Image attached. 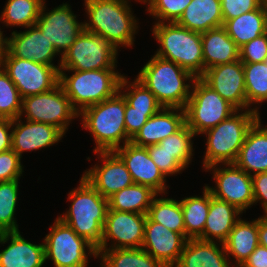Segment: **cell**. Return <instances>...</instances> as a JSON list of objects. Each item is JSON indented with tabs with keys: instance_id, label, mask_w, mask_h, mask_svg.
I'll use <instances>...</instances> for the list:
<instances>
[{
	"instance_id": "6da1fadb",
	"label": "cell",
	"mask_w": 267,
	"mask_h": 267,
	"mask_svg": "<svg viewBox=\"0 0 267 267\" xmlns=\"http://www.w3.org/2000/svg\"><path fill=\"white\" fill-rule=\"evenodd\" d=\"M84 30L100 35L117 50L135 47L140 32V19L134 14L133 0H83ZM86 18V19H85ZM140 28V29H139Z\"/></svg>"
},
{
	"instance_id": "7a4b0ae2",
	"label": "cell",
	"mask_w": 267,
	"mask_h": 267,
	"mask_svg": "<svg viewBox=\"0 0 267 267\" xmlns=\"http://www.w3.org/2000/svg\"><path fill=\"white\" fill-rule=\"evenodd\" d=\"M77 187L66 193L71 202L57 217L70 226L80 237L85 238L96 249L101 245L108 199L104 198L82 175Z\"/></svg>"
},
{
	"instance_id": "3957f363",
	"label": "cell",
	"mask_w": 267,
	"mask_h": 267,
	"mask_svg": "<svg viewBox=\"0 0 267 267\" xmlns=\"http://www.w3.org/2000/svg\"><path fill=\"white\" fill-rule=\"evenodd\" d=\"M135 78L155 95L162 107L184 109L196 77L178 64L153 54Z\"/></svg>"
},
{
	"instance_id": "277c9868",
	"label": "cell",
	"mask_w": 267,
	"mask_h": 267,
	"mask_svg": "<svg viewBox=\"0 0 267 267\" xmlns=\"http://www.w3.org/2000/svg\"><path fill=\"white\" fill-rule=\"evenodd\" d=\"M77 121L93 138V153L115 151L131 141L125 130V97L120 91L82 110Z\"/></svg>"
},
{
	"instance_id": "5b68a950",
	"label": "cell",
	"mask_w": 267,
	"mask_h": 267,
	"mask_svg": "<svg viewBox=\"0 0 267 267\" xmlns=\"http://www.w3.org/2000/svg\"><path fill=\"white\" fill-rule=\"evenodd\" d=\"M259 119L254 110H237L201 135L204 137L205 151L201 162L204 169L217 164H234L248 130Z\"/></svg>"
},
{
	"instance_id": "8992f818",
	"label": "cell",
	"mask_w": 267,
	"mask_h": 267,
	"mask_svg": "<svg viewBox=\"0 0 267 267\" xmlns=\"http://www.w3.org/2000/svg\"><path fill=\"white\" fill-rule=\"evenodd\" d=\"M150 31L158 44L155 55L178 64L196 78L204 74L201 33L176 22L152 23Z\"/></svg>"
},
{
	"instance_id": "52a82bcc",
	"label": "cell",
	"mask_w": 267,
	"mask_h": 267,
	"mask_svg": "<svg viewBox=\"0 0 267 267\" xmlns=\"http://www.w3.org/2000/svg\"><path fill=\"white\" fill-rule=\"evenodd\" d=\"M121 73L119 69L59 70V84L73 108L80 113L85 108L114 96L125 75Z\"/></svg>"
},
{
	"instance_id": "ba28073f",
	"label": "cell",
	"mask_w": 267,
	"mask_h": 267,
	"mask_svg": "<svg viewBox=\"0 0 267 267\" xmlns=\"http://www.w3.org/2000/svg\"><path fill=\"white\" fill-rule=\"evenodd\" d=\"M48 230L42 238L46 264L50 261L53 267H90V259L98 258L96 248L58 217Z\"/></svg>"
},
{
	"instance_id": "9c48e42d",
	"label": "cell",
	"mask_w": 267,
	"mask_h": 267,
	"mask_svg": "<svg viewBox=\"0 0 267 267\" xmlns=\"http://www.w3.org/2000/svg\"><path fill=\"white\" fill-rule=\"evenodd\" d=\"M184 110L186 125L197 137L237 111L201 78H195Z\"/></svg>"
},
{
	"instance_id": "30bf717a",
	"label": "cell",
	"mask_w": 267,
	"mask_h": 267,
	"mask_svg": "<svg viewBox=\"0 0 267 267\" xmlns=\"http://www.w3.org/2000/svg\"><path fill=\"white\" fill-rule=\"evenodd\" d=\"M120 51L100 35L83 31L61 57L60 70L117 69Z\"/></svg>"
},
{
	"instance_id": "8fae6325",
	"label": "cell",
	"mask_w": 267,
	"mask_h": 267,
	"mask_svg": "<svg viewBox=\"0 0 267 267\" xmlns=\"http://www.w3.org/2000/svg\"><path fill=\"white\" fill-rule=\"evenodd\" d=\"M20 118L56 126L65 135L79 113L58 84L52 90L22 98Z\"/></svg>"
},
{
	"instance_id": "7c38bea8",
	"label": "cell",
	"mask_w": 267,
	"mask_h": 267,
	"mask_svg": "<svg viewBox=\"0 0 267 267\" xmlns=\"http://www.w3.org/2000/svg\"><path fill=\"white\" fill-rule=\"evenodd\" d=\"M0 66L16 85L22 98L48 92L59 84L60 66L13 57L6 49L0 58Z\"/></svg>"
},
{
	"instance_id": "4fadbf2b",
	"label": "cell",
	"mask_w": 267,
	"mask_h": 267,
	"mask_svg": "<svg viewBox=\"0 0 267 267\" xmlns=\"http://www.w3.org/2000/svg\"><path fill=\"white\" fill-rule=\"evenodd\" d=\"M211 174L214 185L204 183L211 195L234 205L246 214L254 205L252 176L235 164H217L203 170ZM210 172V173H209Z\"/></svg>"
},
{
	"instance_id": "5bb4252c",
	"label": "cell",
	"mask_w": 267,
	"mask_h": 267,
	"mask_svg": "<svg viewBox=\"0 0 267 267\" xmlns=\"http://www.w3.org/2000/svg\"><path fill=\"white\" fill-rule=\"evenodd\" d=\"M46 1L42 5L35 25L51 41L57 53L62 57L83 31L84 23L78 20L80 15L74 13L68 1L56 5L51 10L47 7Z\"/></svg>"
},
{
	"instance_id": "9a60e30c",
	"label": "cell",
	"mask_w": 267,
	"mask_h": 267,
	"mask_svg": "<svg viewBox=\"0 0 267 267\" xmlns=\"http://www.w3.org/2000/svg\"><path fill=\"white\" fill-rule=\"evenodd\" d=\"M146 216L108 208L101 245L97 249L142 248Z\"/></svg>"
},
{
	"instance_id": "2e32d148",
	"label": "cell",
	"mask_w": 267,
	"mask_h": 267,
	"mask_svg": "<svg viewBox=\"0 0 267 267\" xmlns=\"http://www.w3.org/2000/svg\"><path fill=\"white\" fill-rule=\"evenodd\" d=\"M96 163L83 171L82 176L104 197L134 184L125 163L114 152H94ZM100 160V161H99Z\"/></svg>"
},
{
	"instance_id": "e0dca14e",
	"label": "cell",
	"mask_w": 267,
	"mask_h": 267,
	"mask_svg": "<svg viewBox=\"0 0 267 267\" xmlns=\"http://www.w3.org/2000/svg\"><path fill=\"white\" fill-rule=\"evenodd\" d=\"M9 36H5V49L13 57L33 60L44 65L60 66L61 56L36 25L24 28L23 31H11Z\"/></svg>"
},
{
	"instance_id": "ac0fdd59",
	"label": "cell",
	"mask_w": 267,
	"mask_h": 267,
	"mask_svg": "<svg viewBox=\"0 0 267 267\" xmlns=\"http://www.w3.org/2000/svg\"><path fill=\"white\" fill-rule=\"evenodd\" d=\"M125 163L134 184L147 186L157 194H167L170 186L168 178L156 166L146 147L131 141L114 151Z\"/></svg>"
},
{
	"instance_id": "d6986e66",
	"label": "cell",
	"mask_w": 267,
	"mask_h": 267,
	"mask_svg": "<svg viewBox=\"0 0 267 267\" xmlns=\"http://www.w3.org/2000/svg\"><path fill=\"white\" fill-rule=\"evenodd\" d=\"M67 137L59 128L54 125L28 121L20 117L12 120V140L13 149L21 159L25 152L32 153L42 151L51 146L63 142Z\"/></svg>"
},
{
	"instance_id": "ffe728a7",
	"label": "cell",
	"mask_w": 267,
	"mask_h": 267,
	"mask_svg": "<svg viewBox=\"0 0 267 267\" xmlns=\"http://www.w3.org/2000/svg\"><path fill=\"white\" fill-rule=\"evenodd\" d=\"M200 78L237 110H247L244 70L240 60L206 69Z\"/></svg>"
},
{
	"instance_id": "44dd1931",
	"label": "cell",
	"mask_w": 267,
	"mask_h": 267,
	"mask_svg": "<svg viewBox=\"0 0 267 267\" xmlns=\"http://www.w3.org/2000/svg\"><path fill=\"white\" fill-rule=\"evenodd\" d=\"M186 241L182 234L173 232L146 216L142 249L165 267H174L177 264Z\"/></svg>"
},
{
	"instance_id": "7402d4cb",
	"label": "cell",
	"mask_w": 267,
	"mask_h": 267,
	"mask_svg": "<svg viewBox=\"0 0 267 267\" xmlns=\"http://www.w3.org/2000/svg\"><path fill=\"white\" fill-rule=\"evenodd\" d=\"M23 232L0 233L1 267H44L45 245L25 239ZM6 244V245H5ZM5 246V247H4Z\"/></svg>"
},
{
	"instance_id": "603a6c76",
	"label": "cell",
	"mask_w": 267,
	"mask_h": 267,
	"mask_svg": "<svg viewBox=\"0 0 267 267\" xmlns=\"http://www.w3.org/2000/svg\"><path fill=\"white\" fill-rule=\"evenodd\" d=\"M185 124L184 109L162 107L147 120L131 142L143 147L155 145L179 131Z\"/></svg>"
},
{
	"instance_id": "cb8c5ba5",
	"label": "cell",
	"mask_w": 267,
	"mask_h": 267,
	"mask_svg": "<svg viewBox=\"0 0 267 267\" xmlns=\"http://www.w3.org/2000/svg\"><path fill=\"white\" fill-rule=\"evenodd\" d=\"M249 175L267 172V124L258 119L248 130L234 163Z\"/></svg>"
},
{
	"instance_id": "d4e9b609",
	"label": "cell",
	"mask_w": 267,
	"mask_h": 267,
	"mask_svg": "<svg viewBox=\"0 0 267 267\" xmlns=\"http://www.w3.org/2000/svg\"><path fill=\"white\" fill-rule=\"evenodd\" d=\"M174 267H232L224 243L188 239Z\"/></svg>"
},
{
	"instance_id": "484cf974",
	"label": "cell",
	"mask_w": 267,
	"mask_h": 267,
	"mask_svg": "<svg viewBox=\"0 0 267 267\" xmlns=\"http://www.w3.org/2000/svg\"><path fill=\"white\" fill-rule=\"evenodd\" d=\"M259 245L258 217L241 218L224 242L226 254L232 267H241Z\"/></svg>"
},
{
	"instance_id": "4316f807",
	"label": "cell",
	"mask_w": 267,
	"mask_h": 267,
	"mask_svg": "<svg viewBox=\"0 0 267 267\" xmlns=\"http://www.w3.org/2000/svg\"><path fill=\"white\" fill-rule=\"evenodd\" d=\"M243 214L234 205L217 199L210 193V208L203 234L199 239L224 243Z\"/></svg>"
},
{
	"instance_id": "83f0119b",
	"label": "cell",
	"mask_w": 267,
	"mask_h": 267,
	"mask_svg": "<svg viewBox=\"0 0 267 267\" xmlns=\"http://www.w3.org/2000/svg\"><path fill=\"white\" fill-rule=\"evenodd\" d=\"M204 72L206 69L239 60V47L221 26L201 33Z\"/></svg>"
},
{
	"instance_id": "f1b7e54d",
	"label": "cell",
	"mask_w": 267,
	"mask_h": 267,
	"mask_svg": "<svg viewBox=\"0 0 267 267\" xmlns=\"http://www.w3.org/2000/svg\"><path fill=\"white\" fill-rule=\"evenodd\" d=\"M176 23L199 33L223 26L220 0H192Z\"/></svg>"
},
{
	"instance_id": "f546056e",
	"label": "cell",
	"mask_w": 267,
	"mask_h": 267,
	"mask_svg": "<svg viewBox=\"0 0 267 267\" xmlns=\"http://www.w3.org/2000/svg\"><path fill=\"white\" fill-rule=\"evenodd\" d=\"M223 27L228 36L240 48L267 32V9L261 5L251 12L227 20Z\"/></svg>"
},
{
	"instance_id": "4dcf8cb0",
	"label": "cell",
	"mask_w": 267,
	"mask_h": 267,
	"mask_svg": "<svg viewBox=\"0 0 267 267\" xmlns=\"http://www.w3.org/2000/svg\"><path fill=\"white\" fill-rule=\"evenodd\" d=\"M201 190V195H188L180 199L187 240L199 239L204 231L210 208V191L205 185Z\"/></svg>"
},
{
	"instance_id": "1f68e13d",
	"label": "cell",
	"mask_w": 267,
	"mask_h": 267,
	"mask_svg": "<svg viewBox=\"0 0 267 267\" xmlns=\"http://www.w3.org/2000/svg\"><path fill=\"white\" fill-rule=\"evenodd\" d=\"M45 0H7L0 12V25L2 32L5 27L27 28L35 25ZM3 27V28H2ZM16 27V28H15Z\"/></svg>"
},
{
	"instance_id": "d6a6232c",
	"label": "cell",
	"mask_w": 267,
	"mask_h": 267,
	"mask_svg": "<svg viewBox=\"0 0 267 267\" xmlns=\"http://www.w3.org/2000/svg\"><path fill=\"white\" fill-rule=\"evenodd\" d=\"M158 194L147 186L133 184L108 198L109 209L147 215L152 200Z\"/></svg>"
},
{
	"instance_id": "836d02e7",
	"label": "cell",
	"mask_w": 267,
	"mask_h": 267,
	"mask_svg": "<svg viewBox=\"0 0 267 267\" xmlns=\"http://www.w3.org/2000/svg\"><path fill=\"white\" fill-rule=\"evenodd\" d=\"M99 267H165L142 248L96 249Z\"/></svg>"
},
{
	"instance_id": "e575fe53",
	"label": "cell",
	"mask_w": 267,
	"mask_h": 267,
	"mask_svg": "<svg viewBox=\"0 0 267 267\" xmlns=\"http://www.w3.org/2000/svg\"><path fill=\"white\" fill-rule=\"evenodd\" d=\"M243 70L247 110L258 112L262 120L260 109L267 103V65L264 62L243 63Z\"/></svg>"
},
{
	"instance_id": "d590c367",
	"label": "cell",
	"mask_w": 267,
	"mask_h": 267,
	"mask_svg": "<svg viewBox=\"0 0 267 267\" xmlns=\"http://www.w3.org/2000/svg\"><path fill=\"white\" fill-rule=\"evenodd\" d=\"M168 194H158L152 200L147 216L152 221L162 224L169 230L180 233L185 237V225L180 198L177 199L175 196L172 197Z\"/></svg>"
},
{
	"instance_id": "8d00e7d4",
	"label": "cell",
	"mask_w": 267,
	"mask_h": 267,
	"mask_svg": "<svg viewBox=\"0 0 267 267\" xmlns=\"http://www.w3.org/2000/svg\"><path fill=\"white\" fill-rule=\"evenodd\" d=\"M20 179L0 182V233L19 230L17 209L19 208Z\"/></svg>"
},
{
	"instance_id": "74e56055",
	"label": "cell",
	"mask_w": 267,
	"mask_h": 267,
	"mask_svg": "<svg viewBox=\"0 0 267 267\" xmlns=\"http://www.w3.org/2000/svg\"><path fill=\"white\" fill-rule=\"evenodd\" d=\"M119 91L131 106V111L158 112L162 108L155 95L135 77L132 80L125 74L121 79Z\"/></svg>"
},
{
	"instance_id": "f35d334b",
	"label": "cell",
	"mask_w": 267,
	"mask_h": 267,
	"mask_svg": "<svg viewBox=\"0 0 267 267\" xmlns=\"http://www.w3.org/2000/svg\"><path fill=\"white\" fill-rule=\"evenodd\" d=\"M198 138L195 133L185 124L179 131L169 135L159 142L165 150L174 154V157L187 169L192 165L195 158L194 141Z\"/></svg>"
},
{
	"instance_id": "ab89813d",
	"label": "cell",
	"mask_w": 267,
	"mask_h": 267,
	"mask_svg": "<svg viewBox=\"0 0 267 267\" xmlns=\"http://www.w3.org/2000/svg\"><path fill=\"white\" fill-rule=\"evenodd\" d=\"M192 0H143L153 23L176 22ZM146 5V6H145Z\"/></svg>"
},
{
	"instance_id": "60d3db41",
	"label": "cell",
	"mask_w": 267,
	"mask_h": 267,
	"mask_svg": "<svg viewBox=\"0 0 267 267\" xmlns=\"http://www.w3.org/2000/svg\"><path fill=\"white\" fill-rule=\"evenodd\" d=\"M22 97L16 85L0 66V118L16 119L20 116Z\"/></svg>"
},
{
	"instance_id": "b9f144b4",
	"label": "cell",
	"mask_w": 267,
	"mask_h": 267,
	"mask_svg": "<svg viewBox=\"0 0 267 267\" xmlns=\"http://www.w3.org/2000/svg\"><path fill=\"white\" fill-rule=\"evenodd\" d=\"M146 148L150 158L167 178L186 172L187 169L174 157V154L165 150L159 143Z\"/></svg>"
},
{
	"instance_id": "7bdbcfd3",
	"label": "cell",
	"mask_w": 267,
	"mask_h": 267,
	"mask_svg": "<svg viewBox=\"0 0 267 267\" xmlns=\"http://www.w3.org/2000/svg\"><path fill=\"white\" fill-rule=\"evenodd\" d=\"M24 170L23 160L13 149L0 152V182L21 179Z\"/></svg>"
},
{
	"instance_id": "ee69618b",
	"label": "cell",
	"mask_w": 267,
	"mask_h": 267,
	"mask_svg": "<svg viewBox=\"0 0 267 267\" xmlns=\"http://www.w3.org/2000/svg\"><path fill=\"white\" fill-rule=\"evenodd\" d=\"M267 57V32L239 48L242 63L264 62Z\"/></svg>"
},
{
	"instance_id": "f6af8a7d",
	"label": "cell",
	"mask_w": 267,
	"mask_h": 267,
	"mask_svg": "<svg viewBox=\"0 0 267 267\" xmlns=\"http://www.w3.org/2000/svg\"><path fill=\"white\" fill-rule=\"evenodd\" d=\"M224 23L251 12L262 5V0H220Z\"/></svg>"
},
{
	"instance_id": "bcb514c9",
	"label": "cell",
	"mask_w": 267,
	"mask_h": 267,
	"mask_svg": "<svg viewBox=\"0 0 267 267\" xmlns=\"http://www.w3.org/2000/svg\"><path fill=\"white\" fill-rule=\"evenodd\" d=\"M156 113L131 111V106L125 99V130L127 136L132 139L147 120Z\"/></svg>"
},
{
	"instance_id": "7dc6e473",
	"label": "cell",
	"mask_w": 267,
	"mask_h": 267,
	"mask_svg": "<svg viewBox=\"0 0 267 267\" xmlns=\"http://www.w3.org/2000/svg\"><path fill=\"white\" fill-rule=\"evenodd\" d=\"M252 182L254 206L256 207L259 204L262 208L260 211L263 215H267V172L252 175Z\"/></svg>"
},
{
	"instance_id": "c3c4849f",
	"label": "cell",
	"mask_w": 267,
	"mask_h": 267,
	"mask_svg": "<svg viewBox=\"0 0 267 267\" xmlns=\"http://www.w3.org/2000/svg\"><path fill=\"white\" fill-rule=\"evenodd\" d=\"M12 119L0 118V152L11 149Z\"/></svg>"
},
{
	"instance_id": "681fc988",
	"label": "cell",
	"mask_w": 267,
	"mask_h": 267,
	"mask_svg": "<svg viewBox=\"0 0 267 267\" xmlns=\"http://www.w3.org/2000/svg\"><path fill=\"white\" fill-rule=\"evenodd\" d=\"M241 267H267V248L258 245Z\"/></svg>"
},
{
	"instance_id": "f907efd6",
	"label": "cell",
	"mask_w": 267,
	"mask_h": 267,
	"mask_svg": "<svg viewBox=\"0 0 267 267\" xmlns=\"http://www.w3.org/2000/svg\"><path fill=\"white\" fill-rule=\"evenodd\" d=\"M258 239L259 245L267 248V215L258 217Z\"/></svg>"
},
{
	"instance_id": "816d5d0a",
	"label": "cell",
	"mask_w": 267,
	"mask_h": 267,
	"mask_svg": "<svg viewBox=\"0 0 267 267\" xmlns=\"http://www.w3.org/2000/svg\"><path fill=\"white\" fill-rule=\"evenodd\" d=\"M1 26V25H0ZM7 34H4L1 30V27H0V58L2 56V54L4 53V50H5V36Z\"/></svg>"
},
{
	"instance_id": "f5cc1de1",
	"label": "cell",
	"mask_w": 267,
	"mask_h": 267,
	"mask_svg": "<svg viewBox=\"0 0 267 267\" xmlns=\"http://www.w3.org/2000/svg\"><path fill=\"white\" fill-rule=\"evenodd\" d=\"M262 5L267 9V0H262Z\"/></svg>"
},
{
	"instance_id": "db71d44e",
	"label": "cell",
	"mask_w": 267,
	"mask_h": 267,
	"mask_svg": "<svg viewBox=\"0 0 267 267\" xmlns=\"http://www.w3.org/2000/svg\"><path fill=\"white\" fill-rule=\"evenodd\" d=\"M264 63L267 65V57H266V59L264 60Z\"/></svg>"
}]
</instances>
